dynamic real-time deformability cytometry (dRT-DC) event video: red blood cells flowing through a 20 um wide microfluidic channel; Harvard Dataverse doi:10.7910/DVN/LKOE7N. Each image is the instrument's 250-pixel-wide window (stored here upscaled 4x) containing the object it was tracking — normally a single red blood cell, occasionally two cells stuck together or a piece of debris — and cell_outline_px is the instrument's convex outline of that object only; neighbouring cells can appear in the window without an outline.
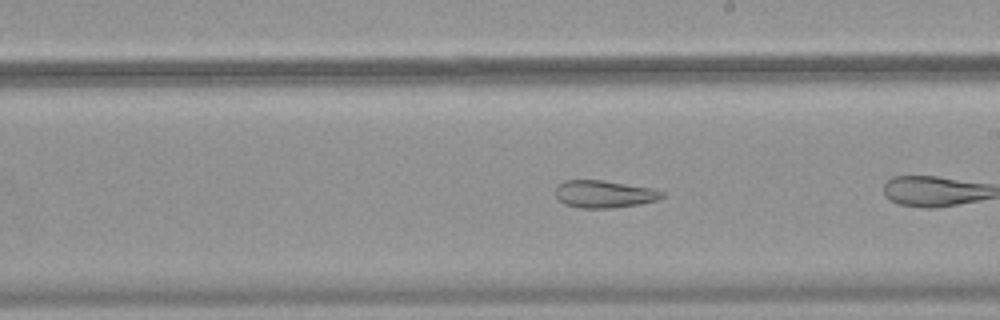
{"species": "common noctule bat (a hibernating species)", "species_latin": "Nyctalus noctula", "temperature_condition": "warm", "stored_images_in_passage": 21, "camera_frame_rate_fps": 3000, "um_per_image_px": 0.085, "animal": {"sex": "female", "body_mass_g": 18.4}, "frame": {"image": 1, "passage_image": 10, "time_ms": 3.0, "image_size_px": [1000, 320], "cell_outline_px": [[664, 196], [656, 200], [640, 204], [612, 208], [580, 208], [564, 204], [556, 196], [556, 184], [564, 180], [600, 180], [652, 188], [664, 192]], "centroid_in_image_um": [51.33, 16.5], "position_along_channel_um": 237.7, "area_um2": 16.99}}